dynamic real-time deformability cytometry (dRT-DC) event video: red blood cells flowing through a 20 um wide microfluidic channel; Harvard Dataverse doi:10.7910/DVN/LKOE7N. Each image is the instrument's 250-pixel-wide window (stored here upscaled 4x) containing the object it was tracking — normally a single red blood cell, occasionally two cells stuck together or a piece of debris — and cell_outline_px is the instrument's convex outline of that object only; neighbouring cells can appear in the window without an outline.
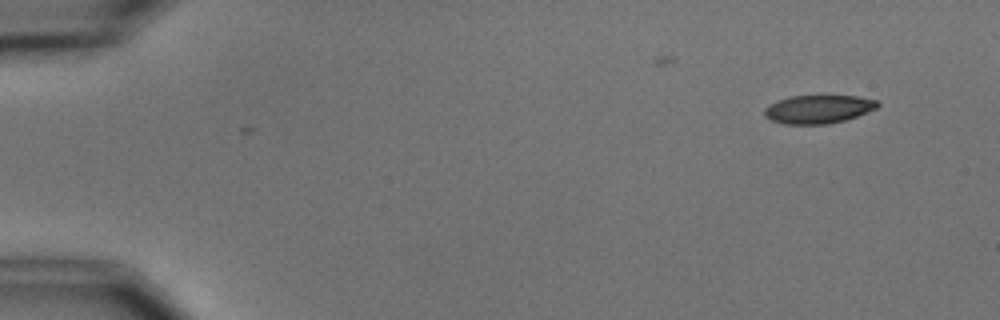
{"species": "common noctule bat (a hibernating species)", "species_latin": "Nyctalus noctula", "temperature_condition": "cold", "stored_images_in_passage": 3, "camera_frame_rate_fps": 3000, "um_per_image_px": 0.085, "animal": {"sex": "male", "body_mass_g": 15.6}, "frame": {"image": 1, "passage_image": 3, "time_ms": 2.667, "image_size_px": [1000, 320], "cell_outline_px": [[880, 104], [876, 108], [856, 116], [844, 120], [828, 124], [784, 124], [772, 120], [764, 116], [764, 108], [768, 104], [776, 100], [788, 96], [856, 96], [876, 100]], "centroid_in_image_um": [69.5, 9.27], "position_along_channel_um": 15.5, "area_um2": 18.67}}